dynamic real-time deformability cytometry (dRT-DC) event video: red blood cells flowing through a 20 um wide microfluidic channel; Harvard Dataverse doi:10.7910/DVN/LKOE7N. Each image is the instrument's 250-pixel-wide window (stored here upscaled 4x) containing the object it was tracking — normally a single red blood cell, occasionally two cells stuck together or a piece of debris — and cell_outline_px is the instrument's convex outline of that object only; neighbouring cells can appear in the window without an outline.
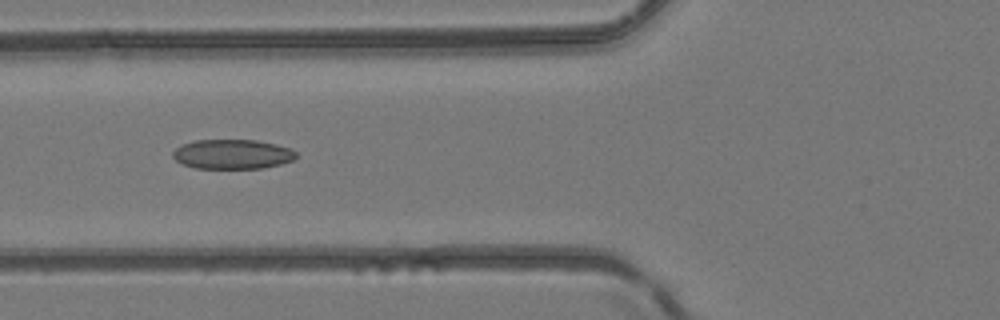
{"species": "common noctule bat (a hibernating species)", "species_latin": "Nyctalus noctula", "temperature_condition": "room temperature", "stored_images_in_passage": 6, "camera_frame_rate_fps": 3000, "um_per_image_px": 0.085, "animal": {"sex": "female", "body_mass_g": 24.6, "forearm_length_mm": 56.2}, "frame": {"image": 1, "passage_image": 6, "time_ms": 5.667, "image_size_px": [1000, 320], "cell_outline_px": [[296, 156], [292, 160], [280, 164], [264, 168], [196, 168], [184, 164], [176, 160], [172, 156], [172, 152], [180, 144], [196, 140], [256, 140], [276, 144], [292, 148], [296, 152]], "centroid_in_image_um": [19.75, 13.1], "position_along_channel_um": 106.0, "area_um2": 21.27}}